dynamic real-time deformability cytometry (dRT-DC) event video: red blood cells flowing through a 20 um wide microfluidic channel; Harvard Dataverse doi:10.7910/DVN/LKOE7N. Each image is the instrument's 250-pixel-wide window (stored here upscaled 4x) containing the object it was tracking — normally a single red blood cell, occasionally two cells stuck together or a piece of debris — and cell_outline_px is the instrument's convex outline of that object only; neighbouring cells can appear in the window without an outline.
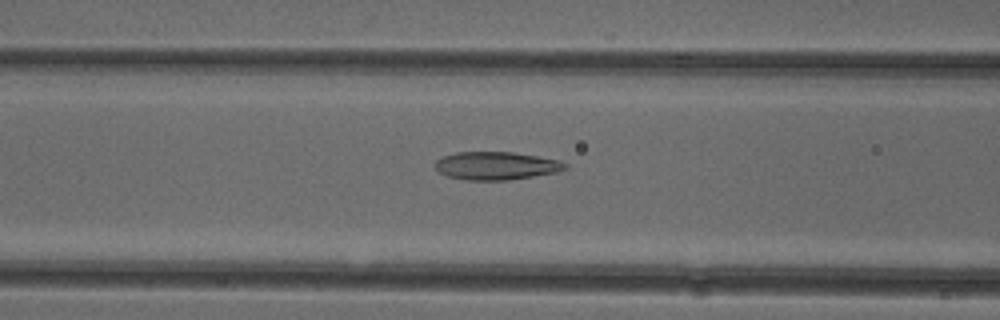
{"species": "common noctule bat (a hibernating species)", "species_latin": "Nyctalus noctula", "temperature_condition": "cold", "stored_images_in_passage": 45, "camera_frame_rate_fps": 3000, "um_per_image_px": 0.085, "animal": {"sex": "female"}, "frame": {"image": 1, "passage_image": 14, "time_ms": 4.333, "image_size_px": [1000, 320], "cell_outline_px": [[568, 168], [556, 172], [508, 180], [464, 180], [448, 176], [440, 172], [432, 164], [436, 160], [444, 156], [456, 152], [512, 152], [560, 160], [568, 164]], "centroid_in_image_um": [42.16, 14.09], "position_along_channel_um": 124.4, "area_um2": 21.21}}
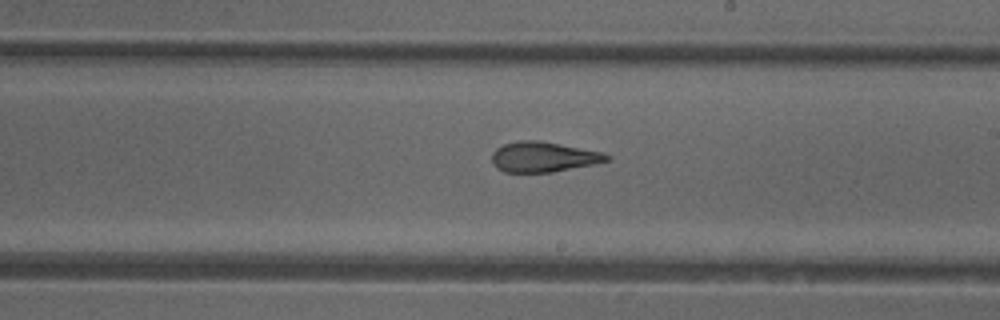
{"frame": {"image": 2, "passage_image": 23, "time_ms": 7.333, "image_size_px": [1000, 320], "cell_outline_px": [[612, 160], [596, 164], [552, 172], [504, 172], [496, 168], [492, 164], [492, 152], [496, 148], [504, 144], [520, 140], [540, 140], [604, 152], [612, 156]], "centroid_in_image_um": [46.23, 13.33], "position_along_channel_um": 242.8, "area_um2": 20.58}}
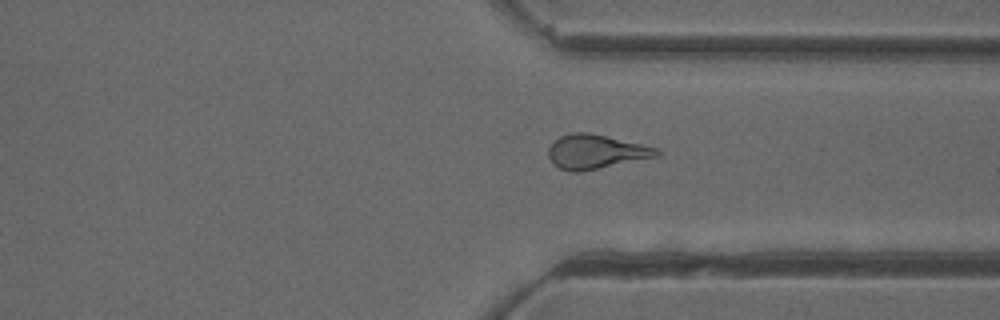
{"frame": {"image": 3, "passage_image": 32, "time_ms": 10.333, "image_size_px": [1000, 320], "cell_outline_px": [[660, 156], [580, 172], [572, 172], [560, 168], [552, 164], [548, 156], [548, 148], [560, 136], [572, 132], [592, 132], [656, 148], [660, 152]], "centroid_in_image_um": [50.62, 12.9], "position_along_channel_um": 360.8, "area_um2": 21.62}, "authors_computed_cell_mechanics": {"area_um2": 21.6172, "velocity_mm_per_s": 3.9434, "shape_relaxation_time_tau1_ms": 9.4538, "shape_relaxation_time_tau2_ms": 1.6493, "deformation_change_tau1": 0.2586, "deformation_change_tau2": 0.1098}}